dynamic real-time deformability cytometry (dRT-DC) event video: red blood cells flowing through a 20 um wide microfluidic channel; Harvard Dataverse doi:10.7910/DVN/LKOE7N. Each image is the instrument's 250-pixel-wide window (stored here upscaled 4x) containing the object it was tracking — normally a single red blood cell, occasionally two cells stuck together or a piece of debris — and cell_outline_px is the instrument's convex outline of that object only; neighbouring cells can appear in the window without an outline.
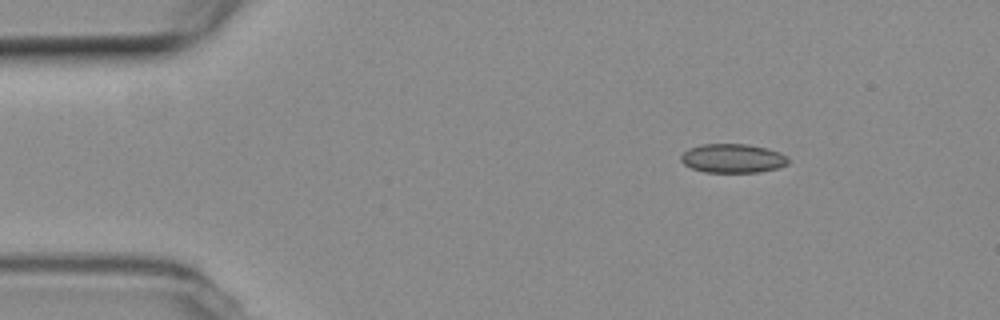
{"species": "common noctule bat (a hibernating species)", "species_latin": "Nyctalus noctula", "temperature_condition": "room temperature", "stored_images_in_passage": 40, "camera_frame_rate_fps": 3000, "um_per_image_px": 0.085, "animal": {"sex": "female", "body_mass_g": 19.3, "forearm_length_mm": 54.1}, "frame": {"image": 1, "passage_image": 1, "time_ms": 0.0, "image_size_px": [1000, 320], "cell_outline_px": [[788, 164], [776, 168], [760, 172], [704, 172], [692, 168], [684, 164], [680, 160], [680, 156], [688, 148], [704, 144], [744, 144], [764, 148], [780, 152], [788, 160]], "centroid_in_image_um": [62.24, 13.46], "position_along_channel_um": 22.8, "area_um2": 17.92}}
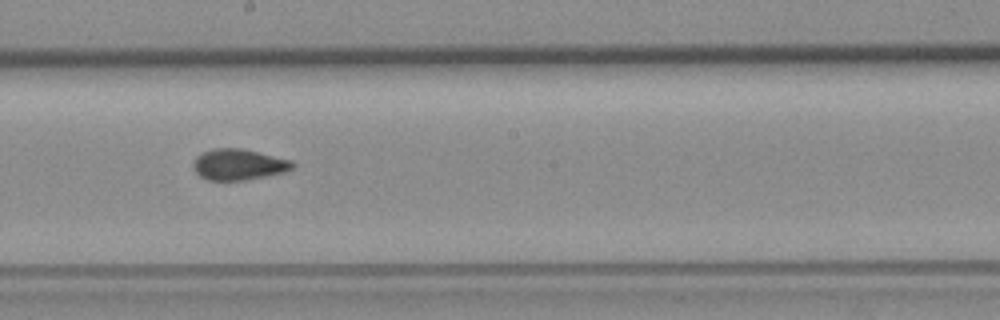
{"frame": {"image": 2, "passage_image": 23, "time_ms": 7.333, "image_size_px": [1000, 320], "cell_outline_px": [[296, 164], [292, 168], [284, 172], [244, 180], [208, 180], [200, 176], [192, 168], [192, 164], [196, 156], [212, 148], [240, 148], [292, 160]], "centroid_in_image_um": [20.26, 13.98], "position_along_channel_um": 227.9, "area_um2": 17.86}}
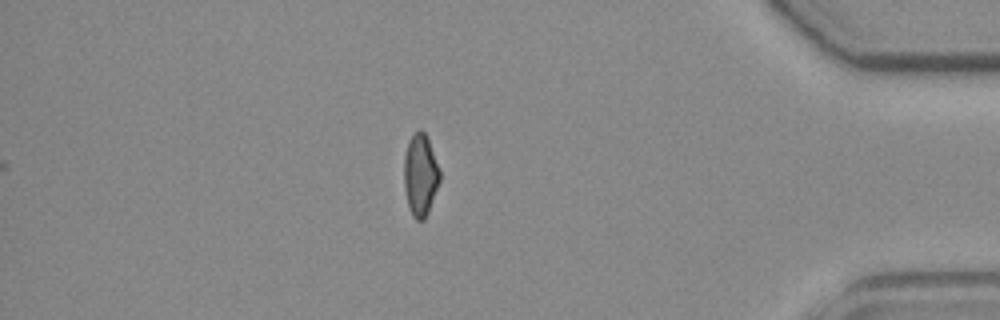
{"frame": {"image": 3, "passage_image": 40, "time_ms": 13.0, "image_size_px": [1000, 320], "cell_outline_px": [[440, 180], [428, 212], [424, 220], [416, 220], [412, 216], [408, 208], [404, 188], [404, 156], [408, 140], [420, 128], [428, 136], [440, 172]], "centroid_in_image_um": [35.72, 14.87], "position_along_channel_um": 399.5, "area_um2": 17.22}, "authors_computed_cell_mechanics": {"area_um2": 18.0336, "velocity_mm_per_s": 3.7702, "shape_relaxation_time_tau1_ms": null, "shape_relaxation_time_tau2_ms": 0.8948, "deformation_change_tau1": null, "deformation_change_tau2": 0.0605}}